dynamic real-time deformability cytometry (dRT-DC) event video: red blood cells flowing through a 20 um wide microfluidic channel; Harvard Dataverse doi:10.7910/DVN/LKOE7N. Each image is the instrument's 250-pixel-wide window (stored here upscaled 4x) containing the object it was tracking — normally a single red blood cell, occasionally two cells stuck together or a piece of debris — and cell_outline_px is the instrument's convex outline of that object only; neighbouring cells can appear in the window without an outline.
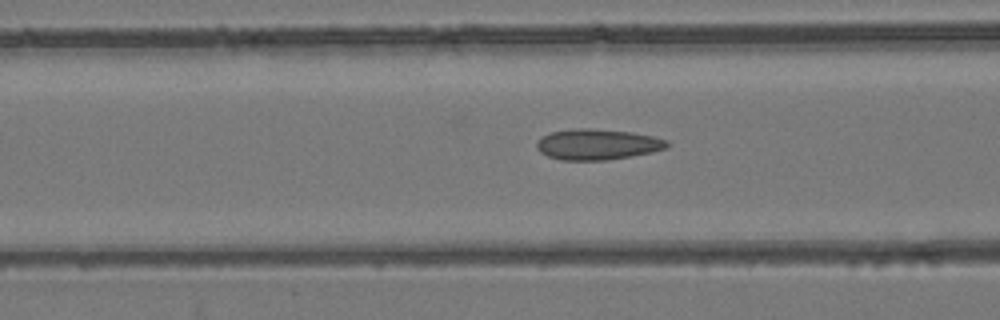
{"species": "common noctule bat (a hibernating species)", "species_latin": "Nyctalus noctula", "temperature_condition": "room temperature", "stored_images_in_passage": 52, "camera_frame_rate_fps": 3000, "um_per_image_px": 0.085, "animal": {"sex": "female", "body_mass_g": 24.6, "forearm_length_mm": 56.2}, "frame": {"image": 1, "passage_image": 20, "time_ms": 6.333, "image_size_px": [1000, 320], "cell_outline_px": [[668, 148], [652, 152], [632, 156], [608, 160], [560, 160], [548, 156], [540, 152], [536, 148], [536, 140], [540, 136], [552, 132], [580, 128], [588, 128], [632, 132], [652, 136], [668, 140]], "centroid_in_image_um": [50.76, 12.28], "position_along_channel_um": 115.8, "area_um2": 23.47}}
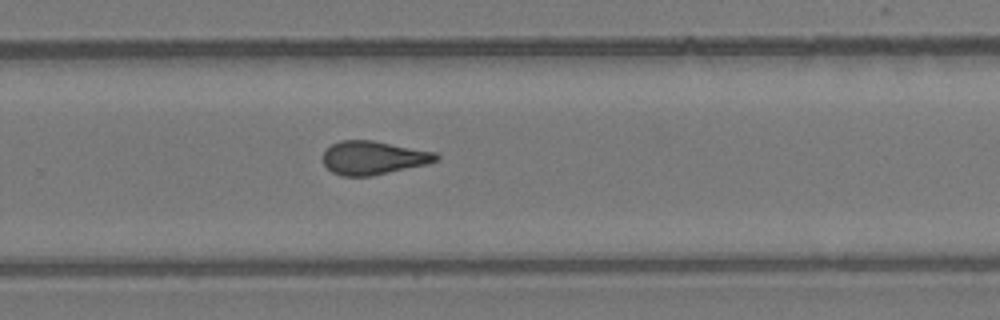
{"frame": {"image": 2, "passage_image": 34, "time_ms": 11.0, "image_size_px": [1000, 320], "cell_outline_px": [[440, 160], [428, 164], [372, 176], [340, 176], [332, 172], [324, 164], [324, 152], [332, 144], [340, 140], [372, 140], [436, 152], [440, 156]], "centroid_in_image_um": [31.77, 13.41], "position_along_channel_um": 298.0, "area_um2": 22.2}}
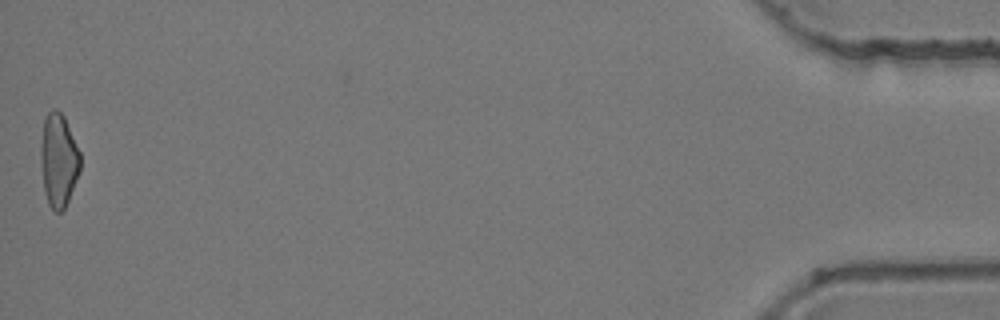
{"frame": {"image": 3, "passage_image": 52, "time_ms": 17.0, "image_size_px": [1000, 320], "cell_outline_px": [[80, 172], [68, 200], [64, 208], [60, 212], [52, 212], [48, 204], [44, 192], [40, 160], [40, 148], [44, 116], [52, 108], [56, 108], [64, 116], [80, 152]], "centroid_in_image_um": [4.96, 13.61], "position_along_channel_um": 430.2, "area_um2": 21.79}, "authors_computed_cell_mechanics": {"area_um2": 22.1952, "velocity_mm_per_s": 3.9092, "shape_relaxation_time_tau1_ms": null, "shape_relaxation_time_tau2_ms": 1.7861, "deformation_change_tau1": null, "deformation_change_tau2": 0.0941}}